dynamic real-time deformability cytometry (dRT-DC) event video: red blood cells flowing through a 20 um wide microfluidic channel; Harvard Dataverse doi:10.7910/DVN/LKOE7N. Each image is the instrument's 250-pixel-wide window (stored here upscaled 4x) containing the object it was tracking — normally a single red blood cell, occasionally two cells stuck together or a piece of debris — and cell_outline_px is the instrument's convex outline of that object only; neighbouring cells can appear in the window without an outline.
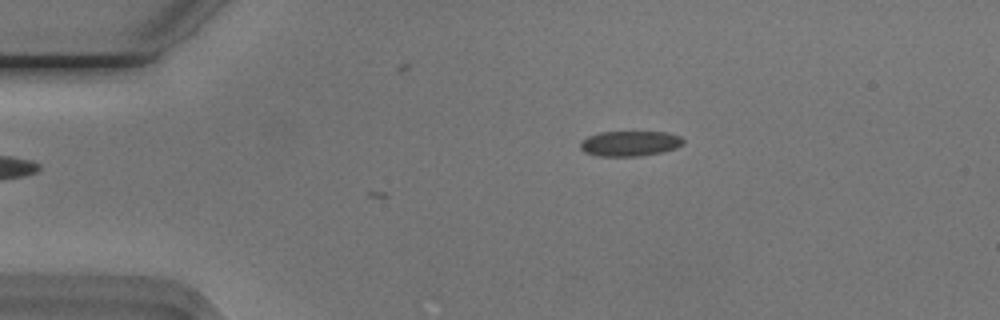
{"species": "Egyptian fruit bat (a non-hibernating species)", "species_latin": "Rousettus aegyptiacus", "temperature_condition": "cold", "stored_images_in_passage": 2, "camera_frame_rate_fps": 3000, "um_per_image_px": 0.085, "animal": {"sex": "male"}, "frame": {"image": 1, "passage_image": 2, "time_ms": 0.333, "image_size_px": [1000, 320], "cell_outline_px": [[684, 144], [676, 148], [660, 152], [640, 156], [596, 156], [584, 152], [580, 148], [580, 140], [588, 136], [600, 132], [664, 132], [680, 136], [684, 140]], "centroid_in_image_um": [53.51, 12.2], "position_along_channel_um": 31.5, "area_um2": 15.2}}